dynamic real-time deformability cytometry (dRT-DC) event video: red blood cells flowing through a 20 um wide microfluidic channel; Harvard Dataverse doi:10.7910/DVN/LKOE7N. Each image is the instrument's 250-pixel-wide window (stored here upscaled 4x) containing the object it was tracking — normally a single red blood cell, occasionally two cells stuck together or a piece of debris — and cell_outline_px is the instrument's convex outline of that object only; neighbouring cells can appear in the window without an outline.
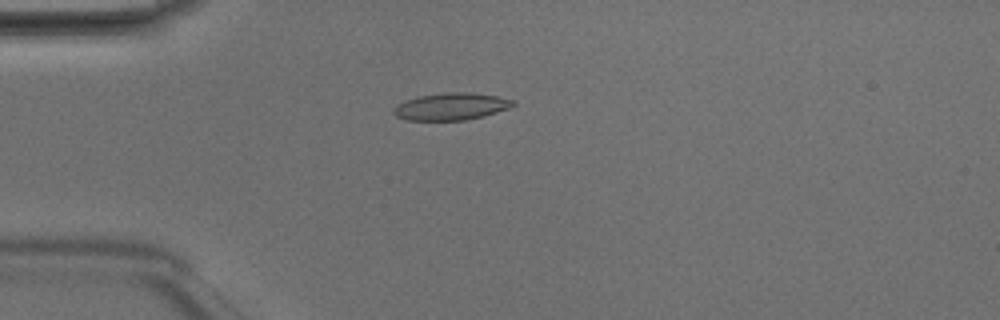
{"species": "Egyptian fruit bat (a non-hibernating species)", "species_latin": "Rousettus aegyptiacus", "temperature_condition": "room temperature", "stored_images_in_passage": 43, "camera_frame_rate_fps": 3000, "um_per_image_px": 0.085, "animal": {"sex": "male"}, "frame": {"image": 1, "passage_image": 8, "time_ms": 2.333, "image_size_px": [1000, 320], "cell_outline_px": [[516, 104], [508, 108], [484, 116], [464, 120], [404, 120], [396, 116], [392, 112], [392, 108], [396, 104], [420, 96], [444, 92], [472, 92], [496, 96], [516, 100]], "centroid_in_image_um": [38.34, 9.05], "position_along_channel_um": 46.7, "area_um2": 18.96}}
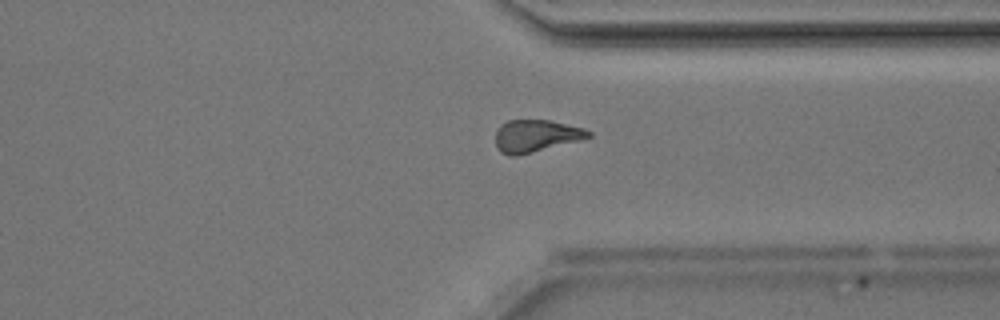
{"frame": {"image": 2, "passage_image": 32, "time_ms": 10.333, "image_size_px": [1000, 320], "cell_outline_px": [[592, 136], [580, 140], [516, 156], [512, 156], [500, 152], [496, 144], [496, 128], [500, 124], [508, 120], [552, 120], [584, 128], [592, 132]], "centroid_in_image_um": [45.55, 11.53], "position_along_channel_um": 365.9, "area_um2": 17.51}}
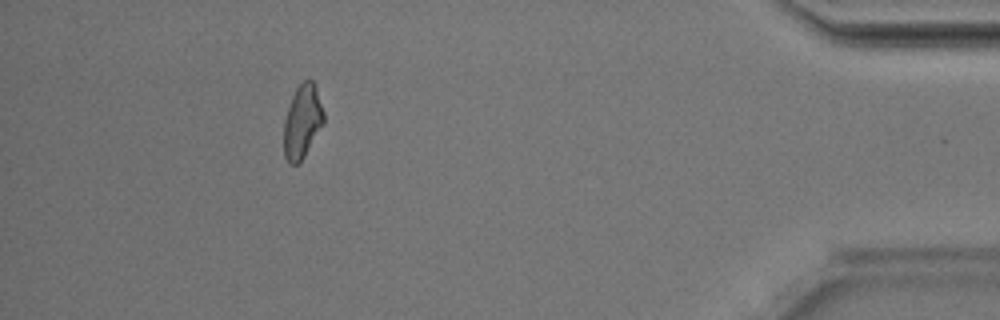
{"frame": {"image": 3, "passage_image": 39, "time_ms": 12.667, "image_size_px": [1000, 320], "cell_outline_px": [[324, 120], [304, 156], [296, 164], [288, 164], [284, 156], [284, 120], [292, 96], [296, 88], [304, 80], [312, 80], [316, 84], [324, 112]], "centroid_in_image_um": [25.69, 10.3], "position_along_channel_um": 409.5, "area_um2": 16.88}, "authors_computed_cell_mechanics": {"area_um2": 17.9758, "velocity_mm_per_s": 4.2046, "shape_relaxation_time_tau1_ms": 5.3626, "shape_relaxation_time_tau2_ms": 4.0146, "deformation_change_tau1": 0.1338, "deformation_change_tau2": 0.1196}}